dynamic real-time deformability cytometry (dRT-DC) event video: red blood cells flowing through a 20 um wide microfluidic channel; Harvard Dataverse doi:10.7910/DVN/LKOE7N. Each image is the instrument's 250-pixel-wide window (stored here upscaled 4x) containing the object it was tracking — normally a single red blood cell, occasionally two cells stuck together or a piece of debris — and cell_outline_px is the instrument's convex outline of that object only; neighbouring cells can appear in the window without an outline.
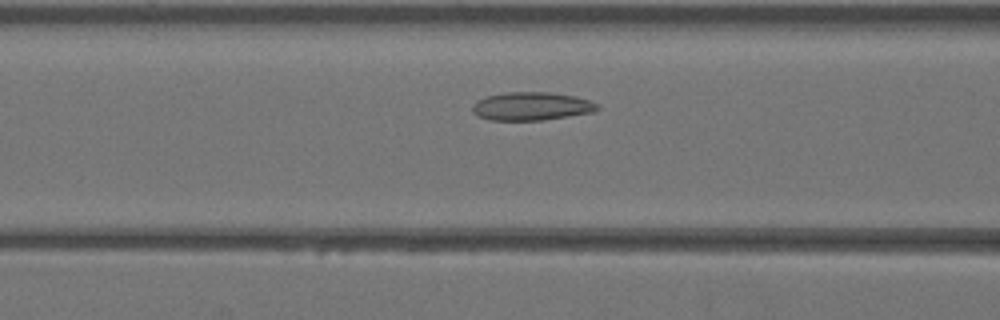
{"species": "Egyptian fruit bat (a non-hibernating species)", "species_latin": "Rousettus aegyptiacus", "temperature_condition": "warm", "stored_images_in_passage": 36, "camera_frame_rate_fps": 3000, "um_per_image_px": 0.085, "animal": {"sex": "female"}, "frame": {"image": 1, "passage_image": 10, "time_ms": 3.0, "image_size_px": [1000, 320], "cell_outline_px": [[600, 108], [592, 112], [544, 120], [488, 120], [476, 116], [472, 112], [472, 104], [476, 100], [484, 96], [504, 92], [548, 92], [576, 96], [600, 104]], "centroid_in_image_um": [45.13, 9.02], "position_along_channel_um": 121.5, "area_um2": 20.87}}
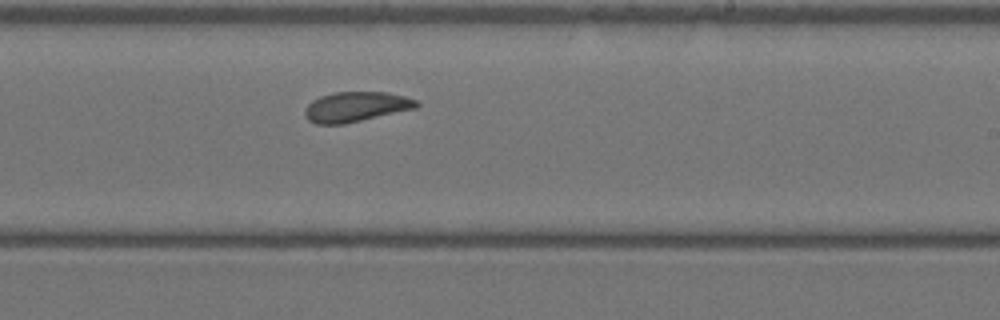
{"frame": {"image": 2, "passage_image": 19, "time_ms": 6.0, "image_size_px": [1000, 320], "cell_outline_px": [[420, 104], [416, 108], [344, 124], [316, 124], [308, 120], [304, 116], [304, 108], [312, 100], [320, 96], [336, 92], [388, 92], [404, 96], [416, 100]], "centroid_in_image_um": [30.22, 9.08], "position_along_channel_um": 258.8, "area_um2": 19.54}}
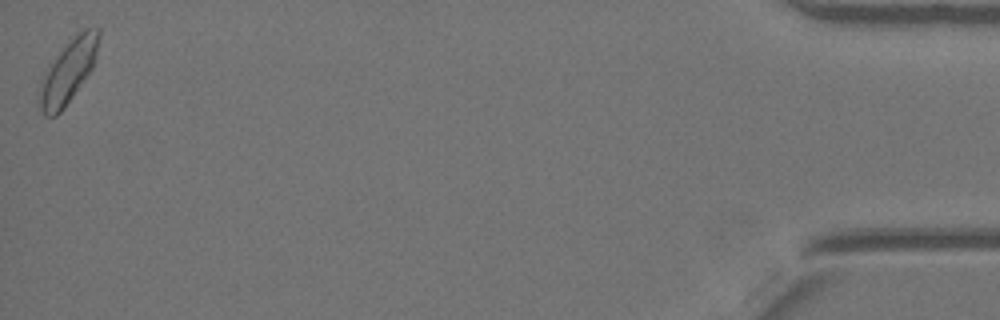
{"frame": {"image": 3, "passage_image": 36, "time_ms": 11.667, "image_size_px": [1000, 320], "cell_outline_px": [[100, 36], [96, 56], [92, 68], [64, 108], [56, 116], [44, 116], [40, 112], [36, 100], [40, 80], [56, 56], [84, 28], [100, 28]], "centroid_in_image_um": [5.75, 6.14], "position_along_channel_um": 429.4, "area_um2": 21.62}}